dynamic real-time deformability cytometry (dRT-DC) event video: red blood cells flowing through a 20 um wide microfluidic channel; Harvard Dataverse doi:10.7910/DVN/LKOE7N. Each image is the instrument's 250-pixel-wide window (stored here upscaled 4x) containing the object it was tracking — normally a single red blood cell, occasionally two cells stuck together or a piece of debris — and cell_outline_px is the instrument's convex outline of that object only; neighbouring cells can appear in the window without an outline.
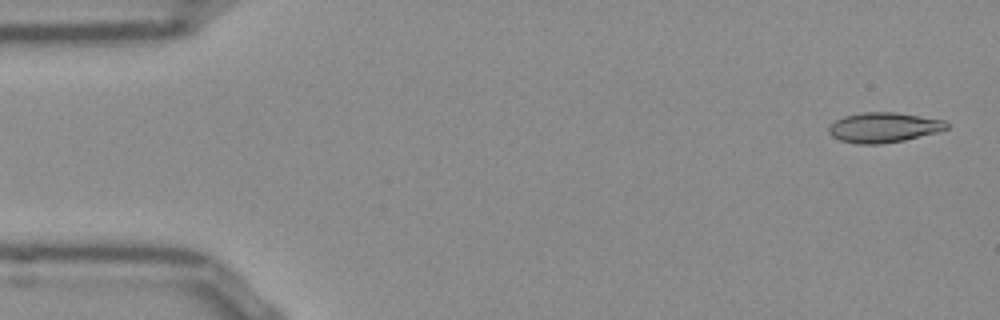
{"species": "Egyptian fruit bat (a non-hibernating species)", "species_latin": "Rousettus aegyptiacus", "temperature_condition": "room temperature", "stored_images_in_passage": 51, "camera_frame_rate_fps": 3000, "um_per_image_px": 0.085, "frame": {"image": 1, "passage_image": 1, "time_ms": 0.0, "image_size_px": [1000, 320], "cell_outline_px": [[948, 128], [936, 132], [904, 140], [880, 144], [856, 144], [840, 140], [832, 136], [828, 132], [828, 128], [836, 120], [844, 116], [864, 112], [896, 112], [944, 120], [948, 124]], "centroid_in_image_um": [75.09, 10.83], "position_along_channel_um": 9.9, "area_um2": 20.46}}
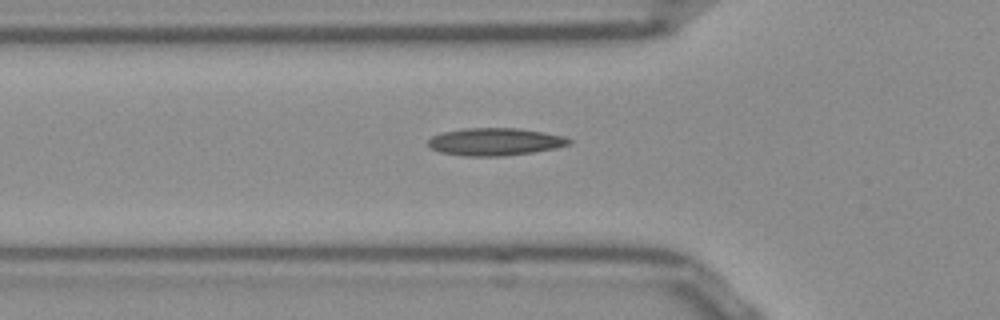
{"frame": {"image": 2, "passage_image": 16, "time_ms": 5.0, "image_size_px": [1000, 320], "cell_outline_px": [[572, 140], [568, 144], [556, 148], [532, 152], [500, 156], [468, 156], [440, 152], [428, 148], [428, 140], [432, 136], [444, 132], [464, 128], [520, 128], [544, 132], [564, 136]], "centroid_in_image_um": [42.06, 12.04], "position_along_channel_um": 83.7, "area_um2": 22.54}}
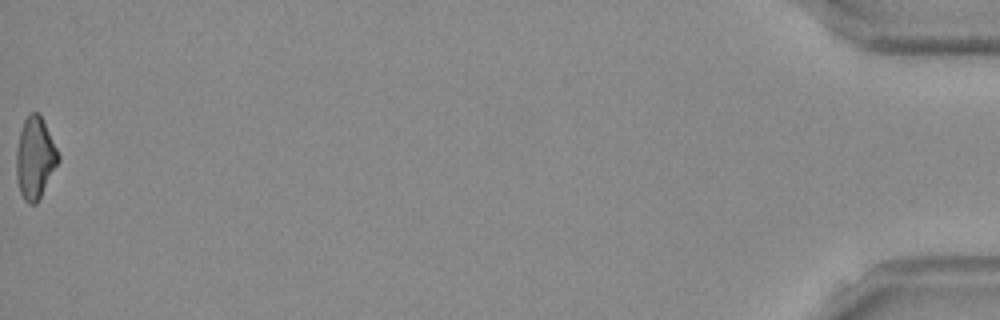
{"frame": {"image": 3, "passage_image": 51, "time_ms": 16.667, "image_size_px": [1000, 320], "cell_outline_px": [[60, 160], [40, 200], [36, 204], [28, 204], [24, 200], [20, 192], [16, 176], [16, 152], [20, 132], [24, 120], [28, 112], [40, 112], [60, 156]], "centroid_in_image_um": [2.99, 13.44], "position_along_channel_um": 432.2, "area_um2": 20.29}, "authors_computed_cell_mechanics": {"area_um2": 20.4612, "velocity_mm_per_s": 3.8988, "shape_relaxation_time_tau1_ms": null, "shape_relaxation_time_tau2_ms": 5.1249, "deformation_change_tau1": null, "deformation_change_tau2": 0.1743}}